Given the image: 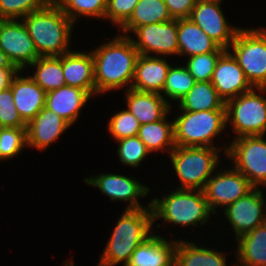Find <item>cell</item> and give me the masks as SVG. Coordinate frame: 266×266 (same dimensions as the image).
Here are the masks:
<instances>
[{
  "instance_id": "obj_1",
  "label": "cell",
  "mask_w": 266,
  "mask_h": 266,
  "mask_svg": "<svg viewBox=\"0 0 266 266\" xmlns=\"http://www.w3.org/2000/svg\"><path fill=\"white\" fill-rule=\"evenodd\" d=\"M105 43L91 51L96 94L109 92L124 85L127 86L126 90L130 89L140 55L133 45L131 36L118 35Z\"/></svg>"
},
{
  "instance_id": "obj_2",
  "label": "cell",
  "mask_w": 266,
  "mask_h": 266,
  "mask_svg": "<svg viewBox=\"0 0 266 266\" xmlns=\"http://www.w3.org/2000/svg\"><path fill=\"white\" fill-rule=\"evenodd\" d=\"M21 20L40 57L61 56L70 51L68 45L74 23L54 0Z\"/></svg>"
},
{
  "instance_id": "obj_3",
  "label": "cell",
  "mask_w": 266,
  "mask_h": 266,
  "mask_svg": "<svg viewBox=\"0 0 266 266\" xmlns=\"http://www.w3.org/2000/svg\"><path fill=\"white\" fill-rule=\"evenodd\" d=\"M152 224L151 208L125 209L97 266H114L122 261L126 266L137 247L151 236Z\"/></svg>"
},
{
  "instance_id": "obj_4",
  "label": "cell",
  "mask_w": 266,
  "mask_h": 266,
  "mask_svg": "<svg viewBox=\"0 0 266 266\" xmlns=\"http://www.w3.org/2000/svg\"><path fill=\"white\" fill-rule=\"evenodd\" d=\"M153 222L162 218L166 223L180 226L206 224L213 214L208 206L203 190L175 189L163 196L153 198L150 202ZM209 218V219H208Z\"/></svg>"
},
{
  "instance_id": "obj_5",
  "label": "cell",
  "mask_w": 266,
  "mask_h": 266,
  "mask_svg": "<svg viewBox=\"0 0 266 266\" xmlns=\"http://www.w3.org/2000/svg\"><path fill=\"white\" fill-rule=\"evenodd\" d=\"M174 122V141L177 147H215L212 142L227 128L226 110L181 111Z\"/></svg>"
},
{
  "instance_id": "obj_6",
  "label": "cell",
  "mask_w": 266,
  "mask_h": 266,
  "mask_svg": "<svg viewBox=\"0 0 266 266\" xmlns=\"http://www.w3.org/2000/svg\"><path fill=\"white\" fill-rule=\"evenodd\" d=\"M219 148L175 147L170 158L181 186L177 189L203 190L220 161Z\"/></svg>"
},
{
  "instance_id": "obj_7",
  "label": "cell",
  "mask_w": 266,
  "mask_h": 266,
  "mask_svg": "<svg viewBox=\"0 0 266 266\" xmlns=\"http://www.w3.org/2000/svg\"><path fill=\"white\" fill-rule=\"evenodd\" d=\"M244 71L250 84L262 94L266 92V29L237 31L228 50Z\"/></svg>"
},
{
  "instance_id": "obj_8",
  "label": "cell",
  "mask_w": 266,
  "mask_h": 266,
  "mask_svg": "<svg viewBox=\"0 0 266 266\" xmlns=\"http://www.w3.org/2000/svg\"><path fill=\"white\" fill-rule=\"evenodd\" d=\"M254 90L226 102V123H231L235 138L266 132V98Z\"/></svg>"
},
{
  "instance_id": "obj_9",
  "label": "cell",
  "mask_w": 266,
  "mask_h": 266,
  "mask_svg": "<svg viewBox=\"0 0 266 266\" xmlns=\"http://www.w3.org/2000/svg\"><path fill=\"white\" fill-rule=\"evenodd\" d=\"M263 137L234 138L228 147L224 146V155L234 162L233 168L242 173L255 188L262 184L266 186V140Z\"/></svg>"
},
{
  "instance_id": "obj_10",
  "label": "cell",
  "mask_w": 266,
  "mask_h": 266,
  "mask_svg": "<svg viewBox=\"0 0 266 266\" xmlns=\"http://www.w3.org/2000/svg\"><path fill=\"white\" fill-rule=\"evenodd\" d=\"M214 175L208 179L203 189L208 206L214 214H217V207L222 206L224 209L255 188L242 173L233 167L231 170L224 169L221 172L219 170Z\"/></svg>"
},
{
  "instance_id": "obj_11",
  "label": "cell",
  "mask_w": 266,
  "mask_h": 266,
  "mask_svg": "<svg viewBox=\"0 0 266 266\" xmlns=\"http://www.w3.org/2000/svg\"><path fill=\"white\" fill-rule=\"evenodd\" d=\"M0 48L20 71L40 57L21 19L0 20Z\"/></svg>"
},
{
  "instance_id": "obj_12",
  "label": "cell",
  "mask_w": 266,
  "mask_h": 266,
  "mask_svg": "<svg viewBox=\"0 0 266 266\" xmlns=\"http://www.w3.org/2000/svg\"><path fill=\"white\" fill-rule=\"evenodd\" d=\"M133 33L137 40H133L134 47L140 55L152 56V53L165 55H177L179 51L177 33L178 20L172 19L162 23H151L145 26L137 27ZM150 53V54H149Z\"/></svg>"
},
{
  "instance_id": "obj_13",
  "label": "cell",
  "mask_w": 266,
  "mask_h": 266,
  "mask_svg": "<svg viewBox=\"0 0 266 266\" xmlns=\"http://www.w3.org/2000/svg\"><path fill=\"white\" fill-rule=\"evenodd\" d=\"M264 197L261 188H254L247 195L224 208L223 213L231 224L236 239L266 222Z\"/></svg>"
},
{
  "instance_id": "obj_14",
  "label": "cell",
  "mask_w": 266,
  "mask_h": 266,
  "mask_svg": "<svg viewBox=\"0 0 266 266\" xmlns=\"http://www.w3.org/2000/svg\"><path fill=\"white\" fill-rule=\"evenodd\" d=\"M221 1L223 0H198L189 18L220 47L228 50L239 28L226 21Z\"/></svg>"
},
{
  "instance_id": "obj_15",
  "label": "cell",
  "mask_w": 266,
  "mask_h": 266,
  "mask_svg": "<svg viewBox=\"0 0 266 266\" xmlns=\"http://www.w3.org/2000/svg\"><path fill=\"white\" fill-rule=\"evenodd\" d=\"M84 181L88 185L98 187L112 201H127L129 205L125 209L151 208L150 204L144 207L140 205L138 198L147 196L149 188L135 178L120 174L103 173L98 176L85 178Z\"/></svg>"
},
{
  "instance_id": "obj_16",
  "label": "cell",
  "mask_w": 266,
  "mask_h": 266,
  "mask_svg": "<svg viewBox=\"0 0 266 266\" xmlns=\"http://www.w3.org/2000/svg\"><path fill=\"white\" fill-rule=\"evenodd\" d=\"M211 83L225 103L254 88L229 50L219 57Z\"/></svg>"
},
{
  "instance_id": "obj_17",
  "label": "cell",
  "mask_w": 266,
  "mask_h": 266,
  "mask_svg": "<svg viewBox=\"0 0 266 266\" xmlns=\"http://www.w3.org/2000/svg\"><path fill=\"white\" fill-rule=\"evenodd\" d=\"M70 126L62 117L44 107L26 126V147L43 151Z\"/></svg>"
},
{
  "instance_id": "obj_18",
  "label": "cell",
  "mask_w": 266,
  "mask_h": 266,
  "mask_svg": "<svg viewBox=\"0 0 266 266\" xmlns=\"http://www.w3.org/2000/svg\"><path fill=\"white\" fill-rule=\"evenodd\" d=\"M18 72L11 83L14 105L22 120L28 124L44 107L46 92L30 76Z\"/></svg>"
},
{
  "instance_id": "obj_19",
  "label": "cell",
  "mask_w": 266,
  "mask_h": 266,
  "mask_svg": "<svg viewBox=\"0 0 266 266\" xmlns=\"http://www.w3.org/2000/svg\"><path fill=\"white\" fill-rule=\"evenodd\" d=\"M171 240L152 234L137 247L126 266H174L177 240Z\"/></svg>"
},
{
  "instance_id": "obj_20",
  "label": "cell",
  "mask_w": 266,
  "mask_h": 266,
  "mask_svg": "<svg viewBox=\"0 0 266 266\" xmlns=\"http://www.w3.org/2000/svg\"><path fill=\"white\" fill-rule=\"evenodd\" d=\"M170 66L165 57L139 55L131 88L161 94Z\"/></svg>"
},
{
  "instance_id": "obj_21",
  "label": "cell",
  "mask_w": 266,
  "mask_h": 266,
  "mask_svg": "<svg viewBox=\"0 0 266 266\" xmlns=\"http://www.w3.org/2000/svg\"><path fill=\"white\" fill-rule=\"evenodd\" d=\"M62 69L66 86L81 88L91 96L96 94L92 52L69 51L62 54Z\"/></svg>"
},
{
  "instance_id": "obj_22",
  "label": "cell",
  "mask_w": 266,
  "mask_h": 266,
  "mask_svg": "<svg viewBox=\"0 0 266 266\" xmlns=\"http://www.w3.org/2000/svg\"><path fill=\"white\" fill-rule=\"evenodd\" d=\"M125 94L127 109L141 125L161 120L171 111L169 101L159 93L141 92L130 88Z\"/></svg>"
},
{
  "instance_id": "obj_23",
  "label": "cell",
  "mask_w": 266,
  "mask_h": 266,
  "mask_svg": "<svg viewBox=\"0 0 266 266\" xmlns=\"http://www.w3.org/2000/svg\"><path fill=\"white\" fill-rule=\"evenodd\" d=\"M91 95L81 88L63 86L46 93L45 108L62 117L70 125L80 116V110Z\"/></svg>"
},
{
  "instance_id": "obj_24",
  "label": "cell",
  "mask_w": 266,
  "mask_h": 266,
  "mask_svg": "<svg viewBox=\"0 0 266 266\" xmlns=\"http://www.w3.org/2000/svg\"><path fill=\"white\" fill-rule=\"evenodd\" d=\"M177 40L179 56L211 53L220 47L190 18L178 19Z\"/></svg>"
},
{
  "instance_id": "obj_25",
  "label": "cell",
  "mask_w": 266,
  "mask_h": 266,
  "mask_svg": "<svg viewBox=\"0 0 266 266\" xmlns=\"http://www.w3.org/2000/svg\"><path fill=\"white\" fill-rule=\"evenodd\" d=\"M235 266H266V222L237 239Z\"/></svg>"
},
{
  "instance_id": "obj_26",
  "label": "cell",
  "mask_w": 266,
  "mask_h": 266,
  "mask_svg": "<svg viewBox=\"0 0 266 266\" xmlns=\"http://www.w3.org/2000/svg\"><path fill=\"white\" fill-rule=\"evenodd\" d=\"M178 103L181 111L226 110V103L217 93L211 81L196 82Z\"/></svg>"
},
{
  "instance_id": "obj_27",
  "label": "cell",
  "mask_w": 266,
  "mask_h": 266,
  "mask_svg": "<svg viewBox=\"0 0 266 266\" xmlns=\"http://www.w3.org/2000/svg\"><path fill=\"white\" fill-rule=\"evenodd\" d=\"M174 266H227L220 251L199 247L194 242L177 240Z\"/></svg>"
},
{
  "instance_id": "obj_28",
  "label": "cell",
  "mask_w": 266,
  "mask_h": 266,
  "mask_svg": "<svg viewBox=\"0 0 266 266\" xmlns=\"http://www.w3.org/2000/svg\"><path fill=\"white\" fill-rule=\"evenodd\" d=\"M172 20L163 0H139L130 18L119 28L127 36L137 27Z\"/></svg>"
},
{
  "instance_id": "obj_29",
  "label": "cell",
  "mask_w": 266,
  "mask_h": 266,
  "mask_svg": "<svg viewBox=\"0 0 266 266\" xmlns=\"http://www.w3.org/2000/svg\"><path fill=\"white\" fill-rule=\"evenodd\" d=\"M167 114L156 122L142 124L138 137L146 145L149 152L166 150L170 153L175 147L174 122H167Z\"/></svg>"
},
{
  "instance_id": "obj_30",
  "label": "cell",
  "mask_w": 266,
  "mask_h": 266,
  "mask_svg": "<svg viewBox=\"0 0 266 266\" xmlns=\"http://www.w3.org/2000/svg\"><path fill=\"white\" fill-rule=\"evenodd\" d=\"M29 66L36 67L34 75H29L30 78L46 93L66 86L62 69V55L39 57Z\"/></svg>"
},
{
  "instance_id": "obj_31",
  "label": "cell",
  "mask_w": 266,
  "mask_h": 266,
  "mask_svg": "<svg viewBox=\"0 0 266 266\" xmlns=\"http://www.w3.org/2000/svg\"><path fill=\"white\" fill-rule=\"evenodd\" d=\"M62 12L75 24L78 17L104 18L107 0H54Z\"/></svg>"
},
{
  "instance_id": "obj_32",
  "label": "cell",
  "mask_w": 266,
  "mask_h": 266,
  "mask_svg": "<svg viewBox=\"0 0 266 266\" xmlns=\"http://www.w3.org/2000/svg\"><path fill=\"white\" fill-rule=\"evenodd\" d=\"M195 83V79L186 66H170L161 95L164 97L163 94L165 93V96L170 100L179 101Z\"/></svg>"
},
{
  "instance_id": "obj_33",
  "label": "cell",
  "mask_w": 266,
  "mask_h": 266,
  "mask_svg": "<svg viewBox=\"0 0 266 266\" xmlns=\"http://www.w3.org/2000/svg\"><path fill=\"white\" fill-rule=\"evenodd\" d=\"M225 51L219 47L215 52L188 57L186 67L196 82L211 81L218 59Z\"/></svg>"
},
{
  "instance_id": "obj_34",
  "label": "cell",
  "mask_w": 266,
  "mask_h": 266,
  "mask_svg": "<svg viewBox=\"0 0 266 266\" xmlns=\"http://www.w3.org/2000/svg\"><path fill=\"white\" fill-rule=\"evenodd\" d=\"M27 146L26 128H0V160H10Z\"/></svg>"
},
{
  "instance_id": "obj_35",
  "label": "cell",
  "mask_w": 266,
  "mask_h": 266,
  "mask_svg": "<svg viewBox=\"0 0 266 266\" xmlns=\"http://www.w3.org/2000/svg\"><path fill=\"white\" fill-rule=\"evenodd\" d=\"M141 124L128 110L119 111L112 115L108 123V131L114 140L137 136Z\"/></svg>"
},
{
  "instance_id": "obj_36",
  "label": "cell",
  "mask_w": 266,
  "mask_h": 266,
  "mask_svg": "<svg viewBox=\"0 0 266 266\" xmlns=\"http://www.w3.org/2000/svg\"><path fill=\"white\" fill-rule=\"evenodd\" d=\"M117 143L119 144L117 154L124 165L139 167L141 161L150 153L138 136L123 138Z\"/></svg>"
},
{
  "instance_id": "obj_37",
  "label": "cell",
  "mask_w": 266,
  "mask_h": 266,
  "mask_svg": "<svg viewBox=\"0 0 266 266\" xmlns=\"http://www.w3.org/2000/svg\"><path fill=\"white\" fill-rule=\"evenodd\" d=\"M50 0H0V20L22 19Z\"/></svg>"
},
{
  "instance_id": "obj_38",
  "label": "cell",
  "mask_w": 266,
  "mask_h": 266,
  "mask_svg": "<svg viewBox=\"0 0 266 266\" xmlns=\"http://www.w3.org/2000/svg\"><path fill=\"white\" fill-rule=\"evenodd\" d=\"M13 100L12 90L0 91V128H26Z\"/></svg>"
},
{
  "instance_id": "obj_39",
  "label": "cell",
  "mask_w": 266,
  "mask_h": 266,
  "mask_svg": "<svg viewBox=\"0 0 266 266\" xmlns=\"http://www.w3.org/2000/svg\"><path fill=\"white\" fill-rule=\"evenodd\" d=\"M138 2L139 0H107L104 18L121 27L130 18Z\"/></svg>"
},
{
  "instance_id": "obj_40",
  "label": "cell",
  "mask_w": 266,
  "mask_h": 266,
  "mask_svg": "<svg viewBox=\"0 0 266 266\" xmlns=\"http://www.w3.org/2000/svg\"><path fill=\"white\" fill-rule=\"evenodd\" d=\"M172 19L189 18L198 0H163Z\"/></svg>"
},
{
  "instance_id": "obj_41",
  "label": "cell",
  "mask_w": 266,
  "mask_h": 266,
  "mask_svg": "<svg viewBox=\"0 0 266 266\" xmlns=\"http://www.w3.org/2000/svg\"><path fill=\"white\" fill-rule=\"evenodd\" d=\"M18 72V68H0V91L11 87L12 80Z\"/></svg>"
},
{
  "instance_id": "obj_42",
  "label": "cell",
  "mask_w": 266,
  "mask_h": 266,
  "mask_svg": "<svg viewBox=\"0 0 266 266\" xmlns=\"http://www.w3.org/2000/svg\"><path fill=\"white\" fill-rule=\"evenodd\" d=\"M0 68H17L15 67L5 52L0 48Z\"/></svg>"
}]
</instances>
